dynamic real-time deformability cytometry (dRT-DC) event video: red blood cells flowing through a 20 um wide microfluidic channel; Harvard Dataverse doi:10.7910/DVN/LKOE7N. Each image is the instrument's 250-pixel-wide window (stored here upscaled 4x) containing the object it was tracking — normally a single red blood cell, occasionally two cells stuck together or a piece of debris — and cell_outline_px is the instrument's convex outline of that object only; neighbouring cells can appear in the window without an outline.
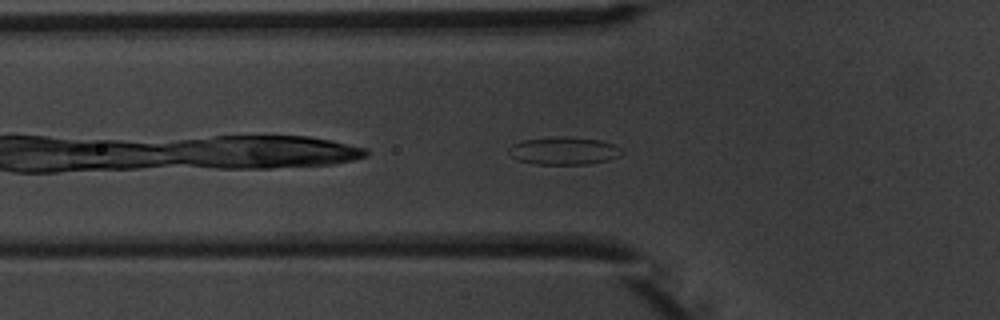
{"species": "common noctule bat (a hibernating species)", "species_latin": "Nyctalus noctula", "temperature_condition": "warm", "stored_images_in_passage": 5, "camera_frame_rate_fps": 3000, "um_per_image_px": 0.085, "animal": {"sex": "male", "body_mass_g": 20.1, "forearm_length_mm": 53.5}, "frame": {"image": 1, "passage_image": 4, "time_ms": 3.667, "image_size_px": [1000, 320], "cell_outline_px": [[624, 152], [620, 156], [608, 160], [588, 164], [536, 164], [516, 160], [508, 152], [508, 148], [512, 144], [524, 140], [556, 136], [600, 140], [612, 144], [620, 148]], "centroid_in_image_um": [47.91, 12.82], "position_along_channel_um": 77.9, "area_um2": 18.21}}